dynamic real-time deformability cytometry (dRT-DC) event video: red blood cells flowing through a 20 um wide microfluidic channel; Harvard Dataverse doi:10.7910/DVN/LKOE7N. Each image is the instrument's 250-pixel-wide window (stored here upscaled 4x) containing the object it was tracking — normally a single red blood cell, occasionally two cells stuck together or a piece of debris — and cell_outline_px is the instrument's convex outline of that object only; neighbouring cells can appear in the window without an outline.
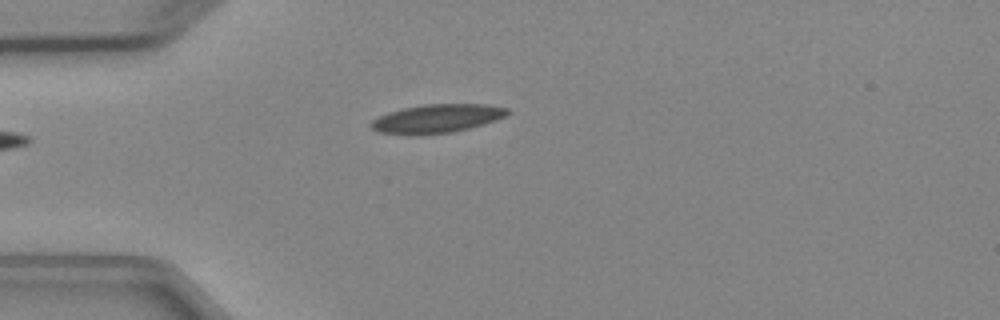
{"species": "Egyptian fruit bat (a non-hibernating species)", "species_latin": "Rousettus aegyptiacus", "temperature_condition": "cold", "stored_images_in_passage": 4, "camera_frame_rate_fps": 3000, "um_per_image_px": 0.085, "animal": {"sex": "female"}, "frame": {"image": 1, "passage_image": 4, "time_ms": 3.333, "image_size_px": [1000, 320], "cell_outline_px": [[512, 112], [504, 116], [468, 128], [452, 132], [416, 136], [412, 136], [376, 132], [368, 124], [372, 120], [388, 112], [404, 108], [424, 104], [484, 104], [508, 108]], "centroid_in_image_um": [37.06, 10.09], "position_along_channel_um": 47.9, "area_um2": 22.77}}